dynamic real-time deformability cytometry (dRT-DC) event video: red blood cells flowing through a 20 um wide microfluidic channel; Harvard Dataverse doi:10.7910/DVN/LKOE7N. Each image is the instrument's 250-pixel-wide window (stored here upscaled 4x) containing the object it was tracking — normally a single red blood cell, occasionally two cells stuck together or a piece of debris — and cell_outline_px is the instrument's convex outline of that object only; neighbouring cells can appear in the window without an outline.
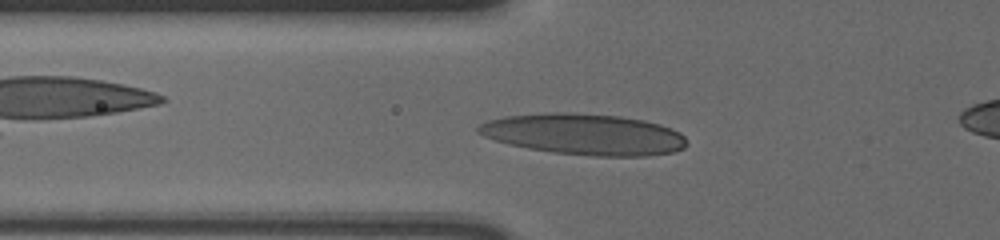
{"species": "human", "species_latin": "Homo sapiens", "temperature_condition": "cold", "stored_images_in_passage": 39, "camera_frame_rate_fps": 3000, "um_per_image_px": 0.085, "donor": {"sex": "male"}, "frame": {"image": 1, "passage_image": 8, "time_ms": 2.333, "image_size_px": [1000, 240], "cell_outline_px": [[688, 144], [684, 148], [672, 152], [648, 156], [592, 156], [552, 152], [528, 148], [496, 140], [484, 136], [476, 132], [476, 128], [480, 124], [488, 120], [504, 116], [548, 112], [572, 112], [620, 116], [644, 120], [660, 124], [680, 132], [684, 136]], "centroid_in_image_um": [49.66, 11.41], "position_along_channel_um": 76.1, "area_um2": 50.05}}
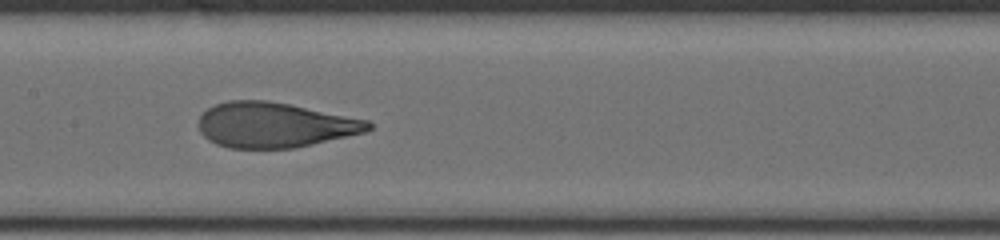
{"frame": {"image": 2, "passage_image": 17, "time_ms": 5.333, "image_size_px": [1000, 240], "cell_outline_px": [[372, 128], [364, 132], [296, 148], [228, 148], [216, 144], [208, 140], [200, 132], [196, 124], [200, 116], [208, 108], [216, 104], [228, 100], [268, 100], [368, 120], [372, 124]], "centroid_in_image_um": [23.28, 10.62], "position_along_channel_um": 184.1, "area_um2": 44.62}}
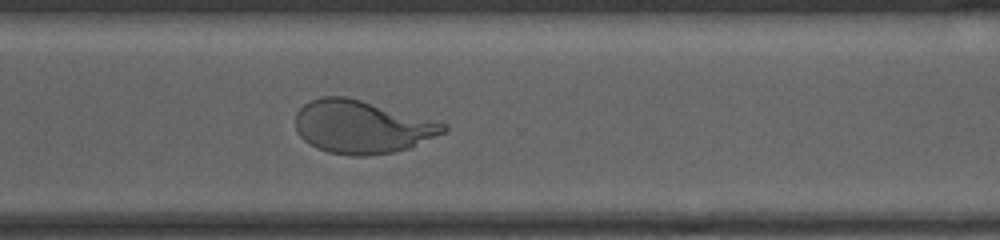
{"frame": {"image": 3, "passage_image": 30, "time_ms": 9.667, "image_size_px": [1000, 240], "cell_outline_px": [[448, 128], [444, 132], [408, 148], [392, 152], [368, 156], [352, 156], [328, 152], [316, 148], [308, 144], [296, 132], [296, 112], [304, 104], [320, 96], [344, 96], [360, 100], [444, 124]], "centroid_in_image_um": [30.66, 10.8], "position_along_channel_um": 339.9, "area_um2": 44.97}, "authors_computed_cell_mechanics": {"area_um2": 45.4886, "velocity_mm_per_s": 3.6179, "shape_relaxation_time_tau1_ms": 4.9654, "shape_relaxation_time_tau2_ms": null, "deformation_change_tau1": 0.2201, "deformation_change_tau2": null}}